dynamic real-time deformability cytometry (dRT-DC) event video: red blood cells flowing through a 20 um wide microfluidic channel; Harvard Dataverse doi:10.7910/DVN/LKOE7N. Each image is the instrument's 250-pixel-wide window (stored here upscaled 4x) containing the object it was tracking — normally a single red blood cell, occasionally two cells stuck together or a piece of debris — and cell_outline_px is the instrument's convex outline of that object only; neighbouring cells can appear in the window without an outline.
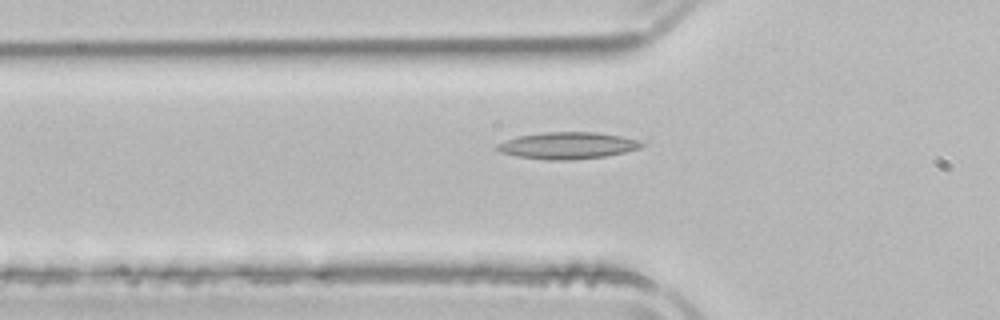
{"species": "common noctule bat (a hibernating species)", "species_latin": "Nyctalus noctula", "temperature_condition": "room temperature", "stored_images_in_passage": 35, "camera_frame_rate_fps": 3000, "um_per_image_px": 0.085, "animal": {"sex": "male", "body_mass_g": 21.5, "forearm_length_mm": 52.0}, "frame": {"image": 1, "passage_image": 2, "time_ms": 0.333, "image_size_px": [1000, 320], "cell_outline_px": [[644, 144], [640, 148], [624, 152], [604, 156], [572, 160], [548, 160], [516, 156], [500, 152], [492, 148], [496, 144], [504, 140], [516, 136], [544, 132], [596, 132], [620, 136], [640, 140]], "centroid_in_image_um": [48.17, 12.37], "position_along_channel_um": 77.6, "area_um2": 22.72}}
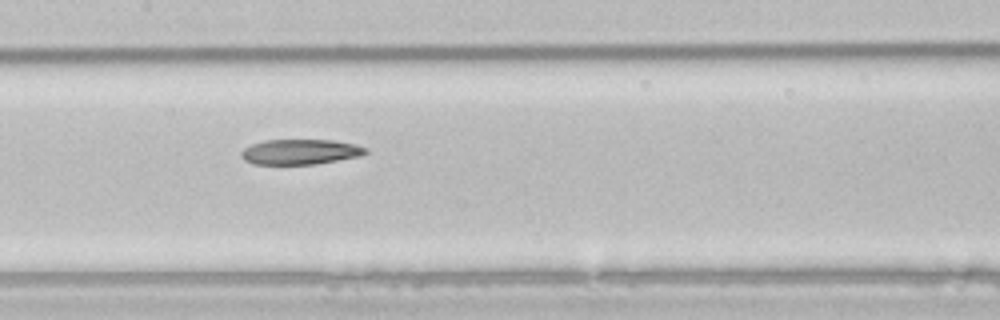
{"frame": {"image": 2, "passage_image": 10, "time_ms": 3.0, "image_size_px": [1000, 320], "cell_outline_px": [[368, 152], [360, 156], [316, 164], [252, 164], [244, 160], [240, 156], [240, 152], [244, 148], [252, 144], [264, 140], [332, 140], [356, 144], [368, 148]], "centroid_in_image_um": [25.52, 12.9], "position_along_channel_um": 181.9, "area_um2": 18.38}}
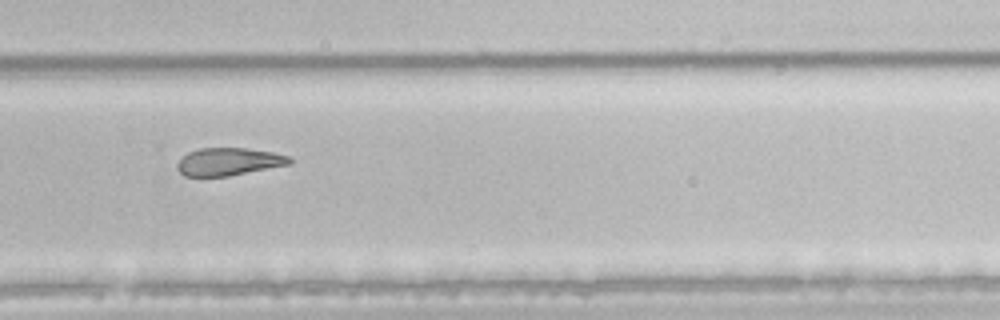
{"frame": {"image": 3, "passage_image": 20, "time_ms": 6.333, "image_size_px": [1000, 320], "cell_outline_px": [[292, 164], [228, 176], [184, 176], [176, 168], [176, 164], [188, 152], [200, 148], [248, 148], [272, 152], [288, 156], [292, 160]], "centroid_in_image_um": [19.45, 13.74], "position_along_channel_um": 310.4, "area_um2": 18.09}, "authors_computed_cell_mechanics": {"area_um2": 19.363, "velocity_mm_per_s": 3.8757, "shape_relaxation_time_tau1_ms": null, "shape_relaxation_time_tau2_ms": 7.8231, "deformation_change_tau1": null, "deformation_change_tau2": 0.181}}